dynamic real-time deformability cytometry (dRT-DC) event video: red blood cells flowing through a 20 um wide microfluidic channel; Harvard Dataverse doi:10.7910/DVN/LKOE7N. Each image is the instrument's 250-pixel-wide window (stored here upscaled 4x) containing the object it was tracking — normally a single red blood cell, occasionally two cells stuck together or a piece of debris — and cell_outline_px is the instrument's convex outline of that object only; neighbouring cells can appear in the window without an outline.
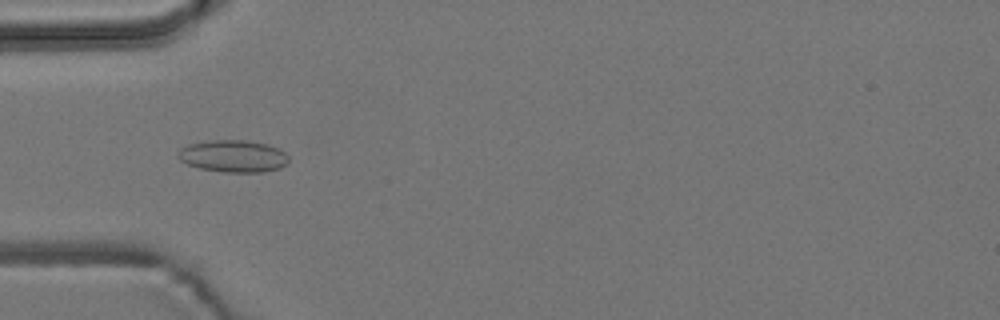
{"species": "common noctule bat (a hibernating species)", "species_latin": "Nyctalus noctula", "temperature_condition": "room temperature", "stored_images_in_passage": 8, "camera_frame_rate_fps": 3000, "um_per_image_px": 0.085, "animal": {"sex": "male", "body_mass_g": 19.2, "forearm_length_mm": 51.8}, "frame": {"image": 1, "passage_image": 4, "time_ms": 3.667, "image_size_px": [1000, 320], "cell_outline_px": [[288, 164], [280, 168], [264, 172], [224, 172], [200, 168], [188, 164], [180, 160], [176, 156], [176, 152], [180, 148], [188, 144], [208, 140], [244, 140], [268, 144], [284, 152], [288, 156]], "centroid_in_image_um": [19.8, 13.27], "position_along_channel_um": 65.2, "area_um2": 20.87}}
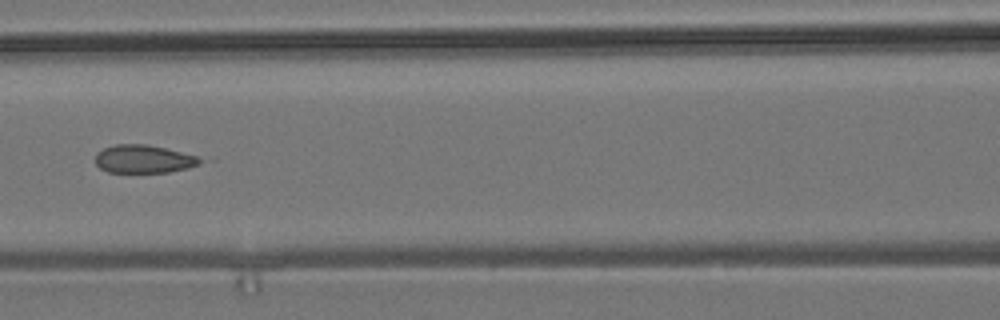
{"frame": {"image": 2, "passage_image": 6, "time_ms": 6.0, "image_size_px": [1000, 320], "cell_outline_px": [[204, 160], [188, 168], [168, 172], [108, 172], [100, 168], [96, 164], [96, 152], [104, 148], [116, 144], [148, 144], [196, 156]], "centroid_in_image_um": [12.16, 13.51], "position_along_channel_um": 154.4, "area_um2": 16.94}}
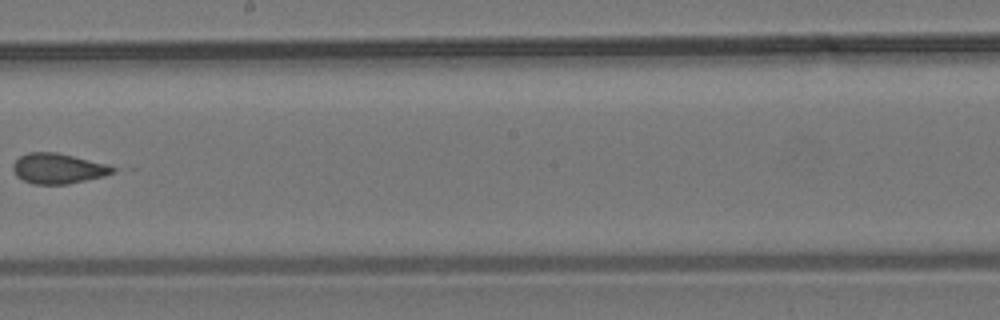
{"frame": {"image": 3, "passage_image": 8, "time_ms": 8.333, "image_size_px": [1000, 320], "cell_outline_px": [[116, 168], [112, 172], [104, 176], [68, 184], [32, 184], [16, 176], [12, 168], [12, 164], [20, 156], [28, 152], [56, 152], [104, 164]], "centroid_in_image_um": [4.87, 14.33], "position_along_channel_um": 243.3, "area_um2": 17.34}}